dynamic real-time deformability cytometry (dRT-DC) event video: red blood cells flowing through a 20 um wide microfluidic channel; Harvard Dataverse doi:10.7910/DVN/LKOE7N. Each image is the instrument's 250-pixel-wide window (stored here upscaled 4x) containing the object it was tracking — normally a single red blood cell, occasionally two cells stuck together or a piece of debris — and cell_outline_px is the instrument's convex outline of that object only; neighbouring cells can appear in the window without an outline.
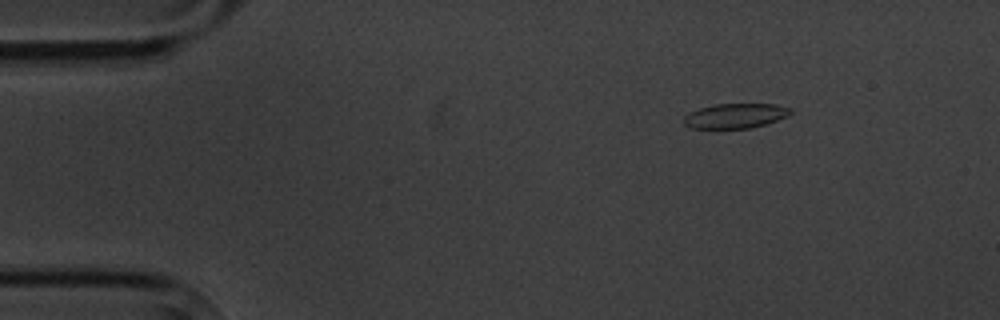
{"species": "common noctule bat (a hibernating species)", "species_latin": "Nyctalus noctula", "temperature_condition": "cold", "stored_images_in_passage": 3, "camera_frame_rate_fps": 3000, "um_per_image_px": 0.085, "animal": {"sex": "male", "body_mass_g": 20.1, "forearm_length_mm": 53.5}, "frame": {"image": 1, "passage_image": 3, "time_ms": 2.333, "image_size_px": [1000, 320], "cell_outline_px": [[792, 112], [788, 116], [764, 124], [748, 128], [692, 128], [684, 124], [684, 116], [688, 112], [700, 108], [716, 104], [776, 104], [792, 108]], "centroid_in_image_um": [62.5, 9.83], "position_along_channel_um": 22.5, "area_um2": 15.32}}